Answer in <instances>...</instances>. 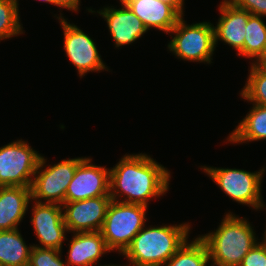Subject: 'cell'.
Here are the masks:
<instances>
[{
    "label": "cell",
    "mask_w": 266,
    "mask_h": 266,
    "mask_svg": "<svg viewBox=\"0 0 266 266\" xmlns=\"http://www.w3.org/2000/svg\"><path fill=\"white\" fill-rule=\"evenodd\" d=\"M170 172L147 154L125 155L110 169V197L148 207L150 198L166 194Z\"/></svg>",
    "instance_id": "1"
},
{
    "label": "cell",
    "mask_w": 266,
    "mask_h": 266,
    "mask_svg": "<svg viewBox=\"0 0 266 266\" xmlns=\"http://www.w3.org/2000/svg\"><path fill=\"white\" fill-rule=\"evenodd\" d=\"M190 225L145 226L122 254L130 266H163L187 240Z\"/></svg>",
    "instance_id": "2"
},
{
    "label": "cell",
    "mask_w": 266,
    "mask_h": 266,
    "mask_svg": "<svg viewBox=\"0 0 266 266\" xmlns=\"http://www.w3.org/2000/svg\"><path fill=\"white\" fill-rule=\"evenodd\" d=\"M253 227L245 218L227 213L215 232L199 236L206 244L211 266H239L258 243Z\"/></svg>",
    "instance_id": "3"
},
{
    "label": "cell",
    "mask_w": 266,
    "mask_h": 266,
    "mask_svg": "<svg viewBox=\"0 0 266 266\" xmlns=\"http://www.w3.org/2000/svg\"><path fill=\"white\" fill-rule=\"evenodd\" d=\"M147 206L112 200L100 230L110 251L123 254L145 226Z\"/></svg>",
    "instance_id": "4"
},
{
    "label": "cell",
    "mask_w": 266,
    "mask_h": 266,
    "mask_svg": "<svg viewBox=\"0 0 266 266\" xmlns=\"http://www.w3.org/2000/svg\"><path fill=\"white\" fill-rule=\"evenodd\" d=\"M169 33L175 36H171L168 49L178 58L211 64L216 46L214 25L210 22L187 25L182 16Z\"/></svg>",
    "instance_id": "5"
},
{
    "label": "cell",
    "mask_w": 266,
    "mask_h": 266,
    "mask_svg": "<svg viewBox=\"0 0 266 266\" xmlns=\"http://www.w3.org/2000/svg\"><path fill=\"white\" fill-rule=\"evenodd\" d=\"M83 157L64 159L52 166L46 165V159L41 156L31 184L32 200L42 203H65V194L74 177L78 164ZM46 167L45 169H42Z\"/></svg>",
    "instance_id": "6"
},
{
    "label": "cell",
    "mask_w": 266,
    "mask_h": 266,
    "mask_svg": "<svg viewBox=\"0 0 266 266\" xmlns=\"http://www.w3.org/2000/svg\"><path fill=\"white\" fill-rule=\"evenodd\" d=\"M207 175L229 196L240 204H246L254 209L264 208L261 196V181L264 168L258 172L241 169L201 167Z\"/></svg>",
    "instance_id": "7"
},
{
    "label": "cell",
    "mask_w": 266,
    "mask_h": 266,
    "mask_svg": "<svg viewBox=\"0 0 266 266\" xmlns=\"http://www.w3.org/2000/svg\"><path fill=\"white\" fill-rule=\"evenodd\" d=\"M40 158L22 139L0 147V186L31 187Z\"/></svg>",
    "instance_id": "8"
},
{
    "label": "cell",
    "mask_w": 266,
    "mask_h": 266,
    "mask_svg": "<svg viewBox=\"0 0 266 266\" xmlns=\"http://www.w3.org/2000/svg\"><path fill=\"white\" fill-rule=\"evenodd\" d=\"M63 27L64 49L70 62L76 67L80 77L88 72L108 71L98 53L94 40L76 25L70 24L63 16L57 17Z\"/></svg>",
    "instance_id": "9"
},
{
    "label": "cell",
    "mask_w": 266,
    "mask_h": 266,
    "mask_svg": "<svg viewBox=\"0 0 266 266\" xmlns=\"http://www.w3.org/2000/svg\"><path fill=\"white\" fill-rule=\"evenodd\" d=\"M111 201L110 196H99L63 203V218L68 232L84 233L100 231Z\"/></svg>",
    "instance_id": "10"
},
{
    "label": "cell",
    "mask_w": 266,
    "mask_h": 266,
    "mask_svg": "<svg viewBox=\"0 0 266 266\" xmlns=\"http://www.w3.org/2000/svg\"><path fill=\"white\" fill-rule=\"evenodd\" d=\"M99 196H110V169L91 163L84 158L77 166L68 185L65 202L81 201Z\"/></svg>",
    "instance_id": "11"
},
{
    "label": "cell",
    "mask_w": 266,
    "mask_h": 266,
    "mask_svg": "<svg viewBox=\"0 0 266 266\" xmlns=\"http://www.w3.org/2000/svg\"><path fill=\"white\" fill-rule=\"evenodd\" d=\"M31 223L37 236L38 248L61 250L65 233L68 232L64 223L62 205L56 203L36 202L32 208Z\"/></svg>",
    "instance_id": "12"
},
{
    "label": "cell",
    "mask_w": 266,
    "mask_h": 266,
    "mask_svg": "<svg viewBox=\"0 0 266 266\" xmlns=\"http://www.w3.org/2000/svg\"><path fill=\"white\" fill-rule=\"evenodd\" d=\"M220 18L214 26L215 46L222 40L237 50V55L244 57L245 29L251 15L248 11L237 7L230 0L220 2Z\"/></svg>",
    "instance_id": "13"
},
{
    "label": "cell",
    "mask_w": 266,
    "mask_h": 266,
    "mask_svg": "<svg viewBox=\"0 0 266 266\" xmlns=\"http://www.w3.org/2000/svg\"><path fill=\"white\" fill-rule=\"evenodd\" d=\"M119 1L122 8L105 7L97 11L106 20L116 47L131 44L148 31L132 10L123 1Z\"/></svg>",
    "instance_id": "14"
},
{
    "label": "cell",
    "mask_w": 266,
    "mask_h": 266,
    "mask_svg": "<svg viewBox=\"0 0 266 266\" xmlns=\"http://www.w3.org/2000/svg\"><path fill=\"white\" fill-rule=\"evenodd\" d=\"M142 21L147 30L152 27L169 33L181 16L159 0H121Z\"/></svg>",
    "instance_id": "15"
},
{
    "label": "cell",
    "mask_w": 266,
    "mask_h": 266,
    "mask_svg": "<svg viewBox=\"0 0 266 266\" xmlns=\"http://www.w3.org/2000/svg\"><path fill=\"white\" fill-rule=\"evenodd\" d=\"M30 201L31 187L0 186V231L18 229Z\"/></svg>",
    "instance_id": "16"
},
{
    "label": "cell",
    "mask_w": 266,
    "mask_h": 266,
    "mask_svg": "<svg viewBox=\"0 0 266 266\" xmlns=\"http://www.w3.org/2000/svg\"><path fill=\"white\" fill-rule=\"evenodd\" d=\"M69 245L68 266H93L110 252L100 231L74 233Z\"/></svg>",
    "instance_id": "17"
},
{
    "label": "cell",
    "mask_w": 266,
    "mask_h": 266,
    "mask_svg": "<svg viewBox=\"0 0 266 266\" xmlns=\"http://www.w3.org/2000/svg\"><path fill=\"white\" fill-rule=\"evenodd\" d=\"M266 139V106L254 104L245 118L229 134L231 143H245Z\"/></svg>",
    "instance_id": "18"
},
{
    "label": "cell",
    "mask_w": 266,
    "mask_h": 266,
    "mask_svg": "<svg viewBox=\"0 0 266 266\" xmlns=\"http://www.w3.org/2000/svg\"><path fill=\"white\" fill-rule=\"evenodd\" d=\"M32 246L18 229L0 231V266H28Z\"/></svg>",
    "instance_id": "19"
},
{
    "label": "cell",
    "mask_w": 266,
    "mask_h": 266,
    "mask_svg": "<svg viewBox=\"0 0 266 266\" xmlns=\"http://www.w3.org/2000/svg\"><path fill=\"white\" fill-rule=\"evenodd\" d=\"M245 33L244 57L259 63L266 56V25L261 16H249Z\"/></svg>",
    "instance_id": "20"
},
{
    "label": "cell",
    "mask_w": 266,
    "mask_h": 266,
    "mask_svg": "<svg viewBox=\"0 0 266 266\" xmlns=\"http://www.w3.org/2000/svg\"><path fill=\"white\" fill-rule=\"evenodd\" d=\"M210 262L209 252L205 242L198 236L188 242V239L177 252L163 265L165 266H207Z\"/></svg>",
    "instance_id": "21"
},
{
    "label": "cell",
    "mask_w": 266,
    "mask_h": 266,
    "mask_svg": "<svg viewBox=\"0 0 266 266\" xmlns=\"http://www.w3.org/2000/svg\"><path fill=\"white\" fill-rule=\"evenodd\" d=\"M246 84L241 90V97L250 103L266 106V68L252 62Z\"/></svg>",
    "instance_id": "22"
},
{
    "label": "cell",
    "mask_w": 266,
    "mask_h": 266,
    "mask_svg": "<svg viewBox=\"0 0 266 266\" xmlns=\"http://www.w3.org/2000/svg\"><path fill=\"white\" fill-rule=\"evenodd\" d=\"M18 0H0V41L23 34Z\"/></svg>",
    "instance_id": "23"
},
{
    "label": "cell",
    "mask_w": 266,
    "mask_h": 266,
    "mask_svg": "<svg viewBox=\"0 0 266 266\" xmlns=\"http://www.w3.org/2000/svg\"><path fill=\"white\" fill-rule=\"evenodd\" d=\"M60 253L61 250L32 246L28 266H68Z\"/></svg>",
    "instance_id": "24"
},
{
    "label": "cell",
    "mask_w": 266,
    "mask_h": 266,
    "mask_svg": "<svg viewBox=\"0 0 266 266\" xmlns=\"http://www.w3.org/2000/svg\"><path fill=\"white\" fill-rule=\"evenodd\" d=\"M239 266H266V245L258 242L243 258Z\"/></svg>",
    "instance_id": "25"
},
{
    "label": "cell",
    "mask_w": 266,
    "mask_h": 266,
    "mask_svg": "<svg viewBox=\"0 0 266 266\" xmlns=\"http://www.w3.org/2000/svg\"><path fill=\"white\" fill-rule=\"evenodd\" d=\"M237 7L248 11L252 15L266 16V0H230Z\"/></svg>",
    "instance_id": "26"
},
{
    "label": "cell",
    "mask_w": 266,
    "mask_h": 266,
    "mask_svg": "<svg viewBox=\"0 0 266 266\" xmlns=\"http://www.w3.org/2000/svg\"><path fill=\"white\" fill-rule=\"evenodd\" d=\"M55 5L68 10L78 12L80 0H55Z\"/></svg>",
    "instance_id": "27"
},
{
    "label": "cell",
    "mask_w": 266,
    "mask_h": 266,
    "mask_svg": "<svg viewBox=\"0 0 266 266\" xmlns=\"http://www.w3.org/2000/svg\"><path fill=\"white\" fill-rule=\"evenodd\" d=\"M170 5L181 17L183 16L184 0H159Z\"/></svg>",
    "instance_id": "28"
},
{
    "label": "cell",
    "mask_w": 266,
    "mask_h": 266,
    "mask_svg": "<svg viewBox=\"0 0 266 266\" xmlns=\"http://www.w3.org/2000/svg\"><path fill=\"white\" fill-rule=\"evenodd\" d=\"M259 63L266 68V56Z\"/></svg>",
    "instance_id": "29"
},
{
    "label": "cell",
    "mask_w": 266,
    "mask_h": 266,
    "mask_svg": "<svg viewBox=\"0 0 266 266\" xmlns=\"http://www.w3.org/2000/svg\"><path fill=\"white\" fill-rule=\"evenodd\" d=\"M40 2L43 1V2H48L49 4H53L55 5V0H39Z\"/></svg>",
    "instance_id": "30"
},
{
    "label": "cell",
    "mask_w": 266,
    "mask_h": 266,
    "mask_svg": "<svg viewBox=\"0 0 266 266\" xmlns=\"http://www.w3.org/2000/svg\"><path fill=\"white\" fill-rule=\"evenodd\" d=\"M264 234H265V235H264V237H263L264 239H263L262 242L266 245V231L264 232Z\"/></svg>",
    "instance_id": "31"
},
{
    "label": "cell",
    "mask_w": 266,
    "mask_h": 266,
    "mask_svg": "<svg viewBox=\"0 0 266 266\" xmlns=\"http://www.w3.org/2000/svg\"><path fill=\"white\" fill-rule=\"evenodd\" d=\"M101 266H102V265H101ZM103 266H107V265H103ZM108 266H117V265H114V264H113V265H108ZM124 266H125V265H124ZM127 266H129V265H127Z\"/></svg>",
    "instance_id": "32"
}]
</instances>
